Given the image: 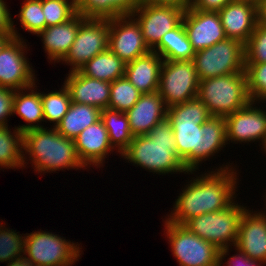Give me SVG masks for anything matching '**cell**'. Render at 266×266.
<instances>
[{
  "label": "cell",
  "mask_w": 266,
  "mask_h": 266,
  "mask_svg": "<svg viewBox=\"0 0 266 266\" xmlns=\"http://www.w3.org/2000/svg\"><path fill=\"white\" fill-rule=\"evenodd\" d=\"M176 142V151L187 171L199 170L202 162L226 147V121L211 116L198 98L167 108Z\"/></svg>",
  "instance_id": "6da1fadb"
},
{
  "label": "cell",
  "mask_w": 266,
  "mask_h": 266,
  "mask_svg": "<svg viewBox=\"0 0 266 266\" xmlns=\"http://www.w3.org/2000/svg\"><path fill=\"white\" fill-rule=\"evenodd\" d=\"M236 170L227 162L213 171L191 177L175 199L173 210L166 219L184 225L194 217L229 207L237 198L239 176Z\"/></svg>",
  "instance_id": "7a4b0ae2"
},
{
  "label": "cell",
  "mask_w": 266,
  "mask_h": 266,
  "mask_svg": "<svg viewBox=\"0 0 266 266\" xmlns=\"http://www.w3.org/2000/svg\"><path fill=\"white\" fill-rule=\"evenodd\" d=\"M127 163L136 165L153 174H194L187 171L176 151V142L171 121L166 117L148 134L134 136L129 146L120 155Z\"/></svg>",
  "instance_id": "3957f363"
},
{
  "label": "cell",
  "mask_w": 266,
  "mask_h": 266,
  "mask_svg": "<svg viewBox=\"0 0 266 266\" xmlns=\"http://www.w3.org/2000/svg\"><path fill=\"white\" fill-rule=\"evenodd\" d=\"M47 128L49 127L23 133L24 167L28 163L26 161H30L33 171L40 175L64 169L86 170L78 157L74 140L61 135L55 127Z\"/></svg>",
  "instance_id": "277c9868"
},
{
  "label": "cell",
  "mask_w": 266,
  "mask_h": 266,
  "mask_svg": "<svg viewBox=\"0 0 266 266\" xmlns=\"http://www.w3.org/2000/svg\"><path fill=\"white\" fill-rule=\"evenodd\" d=\"M197 97L215 117L232 114L252 101L245 72L200 80Z\"/></svg>",
  "instance_id": "5b68a950"
},
{
  "label": "cell",
  "mask_w": 266,
  "mask_h": 266,
  "mask_svg": "<svg viewBox=\"0 0 266 266\" xmlns=\"http://www.w3.org/2000/svg\"><path fill=\"white\" fill-rule=\"evenodd\" d=\"M247 206L234 201L229 207L188 220L184 226L196 236L210 242L218 250L234 247L239 225Z\"/></svg>",
  "instance_id": "8992f818"
},
{
  "label": "cell",
  "mask_w": 266,
  "mask_h": 266,
  "mask_svg": "<svg viewBox=\"0 0 266 266\" xmlns=\"http://www.w3.org/2000/svg\"><path fill=\"white\" fill-rule=\"evenodd\" d=\"M81 247L78 242L40 229L26 233L24 257L33 266H72L81 259Z\"/></svg>",
  "instance_id": "52a82bcc"
},
{
  "label": "cell",
  "mask_w": 266,
  "mask_h": 266,
  "mask_svg": "<svg viewBox=\"0 0 266 266\" xmlns=\"http://www.w3.org/2000/svg\"><path fill=\"white\" fill-rule=\"evenodd\" d=\"M192 61L200 80L245 72L244 44L226 38L195 52Z\"/></svg>",
  "instance_id": "ba28073f"
},
{
  "label": "cell",
  "mask_w": 266,
  "mask_h": 266,
  "mask_svg": "<svg viewBox=\"0 0 266 266\" xmlns=\"http://www.w3.org/2000/svg\"><path fill=\"white\" fill-rule=\"evenodd\" d=\"M163 221L166 240L179 266H218L219 250L214 245L191 233L184 225L174 224L166 217Z\"/></svg>",
  "instance_id": "9c48e42d"
},
{
  "label": "cell",
  "mask_w": 266,
  "mask_h": 266,
  "mask_svg": "<svg viewBox=\"0 0 266 266\" xmlns=\"http://www.w3.org/2000/svg\"><path fill=\"white\" fill-rule=\"evenodd\" d=\"M199 83L192 60H163L158 93L167 108L196 98Z\"/></svg>",
  "instance_id": "30bf717a"
},
{
  "label": "cell",
  "mask_w": 266,
  "mask_h": 266,
  "mask_svg": "<svg viewBox=\"0 0 266 266\" xmlns=\"http://www.w3.org/2000/svg\"><path fill=\"white\" fill-rule=\"evenodd\" d=\"M108 42L109 19L85 18L80 23L68 54L61 62L70 66L69 72L78 71L94 56L106 51Z\"/></svg>",
  "instance_id": "8fae6325"
},
{
  "label": "cell",
  "mask_w": 266,
  "mask_h": 266,
  "mask_svg": "<svg viewBox=\"0 0 266 266\" xmlns=\"http://www.w3.org/2000/svg\"><path fill=\"white\" fill-rule=\"evenodd\" d=\"M27 45L23 38L12 37L1 48L0 87L17 91L37 82L35 69L26 56L30 50Z\"/></svg>",
  "instance_id": "7c38bea8"
},
{
  "label": "cell",
  "mask_w": 266,
  "mask_h": 266,
  "mask_svg": "<svg viewBox=\"0 0 266 266\" xmlns=\"http://www.w3.org/2000/svg\"><path fill=\"white\" fill-rule=\"evenodd\" d=\"M184 11L176 6L141 3L131 15L140 24L144 41L152 51L164 34L182 22Z\"/></svg>",
  "instance_id": "4fadbf2b"
},
{
  "label": "cell",
  "mask_w": 266,
  "mask_h": 266,
  "mask_svg": "<svg viewBox=\"0 0 266 266\" xmlns=\"http://www.w3.org/2000/svg\"><path fill=\"white\" fill-rule=\"evenodd\" d=\"M108 49L125 63L151 51L144 41L140 24L132 15L109 19Z\"/></svg>",
  "instance_id": "5bb4252c"
},
{
  "label": "cell",
  "mask_w": 266,
  "mask_h": 266,
  "mask_svg": "<svg viewBox=\"0 0 266 266\" xmlns=\"http://www.w3.org/2000/svg\"><path fill=\"white\" fill-rule=\"evenodd\" d=\"M257 104V106H256ZM256 102L225 116L227 144L259 141L262 145L266 137V110ZM261 107V108H260ZM229 142V143H228Z\"/></svg>",
  "instance_id": "9a60e30c"
},
{
  "label": "cell",
  "mask_w": 266,
  "mask_h": 266,
  "mask_svg": "<svg viewBox=\"0 0 266 266\" xmlns=\"http://www.w3.org/2000/svg\"><path fill=\"white\" fill-rule=\"evenodd\" d=\"M182 22L195 52L227 38L218 12L202 11L189 7L184 11Z\"/></svg>",
  "instance_id": "2e32d148"
},
{
  "label": "cell",
  "mask_w": 266,
  "mask_h": 266,
  "mask_svg": "<svg viewBox=\"0 0 266 266\" xmlns=\"http://www.w3.org/2000/svg\"><path fill=\"white\" fill-rule=\"evenodd\" d=\"M74 144L80 161L87 168L103 167L105 159L115 150L110 144L108 131L101 118L81 131L74 138Z\"/></svg>",
  "instance_id": "e0dca14e"
},
{
  "label": "cell",
  "mask_w": 266,
  "mask_h": 266,
  "mask_svg": "<svg viewBox=\"0 0 266 266\" xmlns=\"http://www.w3.org/2000/svg\"><path fill=\"white\" fill-rule=\"evenodd\" d=\"M249 209L241 218L235 247L251 259L266 263V216Z\"/></svg>",
  "instance_id": "ac0fdd59"
},
{
  "label": "cell",
  "mask_w": 266,
  "mask_h": 266,
  "mask_svg": "<svg viewBox=\"0 0 266 266\" xmlns=\"http://www.w3.org/2000/svg\"><path fill=\"white\" fill-rule=\"evenodd\" d=\"M63 84L70 92L71 102L92 105L100 110L108 108L109 82L87 77L78 70L66 74Z\"/></svg>",
  "instance_id": "d6986e66"
},
{
  "label": "cell",
  "mask_w": 266,
  "mask_h": 266,
  "mask_svg": "<svg viewBox=\"0 0 266 266\" xmlns=\"http://www.w3.org/2000/svg\"><path fill=\"white\" fill-rule=\"evenodd\" d=\"M218 14L226 37L244 45L258 24L257 7L250 4L229 2Z\"/></svg>",
  "instance_id": "ffe728a7"
},
{
  "label": "cell",
  "mask_w": 266,
  "mask_h": 266,
  "mask_svg": "<svg viewBox=\"0 0 266 266\" xmlns=\"http://www.w3.org/2000/svg\"><path fill=\"white\" fill-rule=\"evenodd\" d=\"M133 136L145 135L167 117V107L158 91L141 94L131 109L126 112Z\"/></svg>",
  "instance_id": "44dd1931"
},
{
  "label": "cell",
  "mask_w": 266,
  "mask_h": 266,
  "mask_svg": "<svg viewBox=\"0 0 266 266\" xmlns=\"http://www.w3.org/2000/svg\"><path fill=\"white\" fill-rule=\"evenodd\" d=\"M84 19L85 17L77 13L69 21L46 27L37 34L42 40L43 49L50 63H59L66 57Z\"/></svg>",
  "instance_id": "7402d4cb"
},
{
  "label": "cell",
  "mask_w": 266,
  "mask_h": 266,
  "mask_svg": "<svg viewBox=\"0 0 266 266\" xmlns=\"http://www.w3.org/2000/svg\"><path fill=\"white\" fill-rule=\"evenodd\" d=\"M162 57L154 51L126 63L125 76L142 94L158 91Z\"/></svg>",
  "instance_id": "603a6c76"
},
{
  "label": "cell",
  "mask_w": 266,
  "mask_h": 266,
  "mask_svg": "<svg viewBox=\"0 0 266 266\" xmlns=\"http://www.w3.org/2000/svg\"><path fill=\"white\" fill-rule=\"evenodd\" d=\"M37 89L35 83L30 87L19 89L14 92L13 114L18 115L27 123L16 127L22 133L45 127L43 124L41 125V123L45 121L41 92H38Z\"/></svg>",
  "instance_id": "cb8c5ba5"
},
{
  "label": "cell",
  "mask_w": 266,
  "mask_h": 266,
  "mask_svg": "<svg viewBox=\"0 0 266 266\" xmlns=\"http://www.w3.org/2000/svg\"><path fill=\"white\" fill-rule=\"evenodd\" d=\"M76 11L85 18L112 19L131 15L141 0H75Z\"/></svg>",
  "instance_id": "d4e9b609"
},
{
  "label": "cell",
  "mask_w": 266,
  "mask_h": 266,
  "mask_svg": "<svg viewBox=\"0 0 266 266\" xmlns=\"http://www.w3.org/2000/svg\"><path fill=\"white\" fill-rule=\"evenodd\" d=\"M101 118V110L87 104L72 102L68 112L56 125L57 131L66 138H76L81 131Z\"/></svg>",
  "instance_id": "484cf974"
},
{
  "label": "cell",
  "mask_w": 266,
  "mask_h": 266,
  "mask_svg": "<svg viewBox=\"0 0 266 266\" xmlns=\"http://www.w3.org/2000/svg\"><path fill=\"white\" fill-rule=\"evenodd\" d=\"M125 70L126 63L109 49L97 54L79 69L87 77L109 83L125 76Z\"/></svg>",
  "instance_id": "4316f807"
},
{
  "label": "cell",
  "mask_w": 266,
  "mask_h": 266,
  "mask_svg": "<svg viewBox=\"0 0 266 266\" xmlns=\"http://www.w3.org/2000/svg\"><path fill=\"white\" fill-rule=\"evenodd\" d=\"M152 51L159 54L163 60H192L195 54L183 27V22L164 34Z\"/></svg>",
  "instance_id": "83f0119b"
},
{
  "label": "cell",
  "mask_w": 266,
  "mask_h": 266,
  "mask_svg": "<svg viewBox=\"0 0 266 266\" xmlns=\"http://www.w3.org/2000/svg\"><path fill=\"white\" fill-rule=\"evenodd\" d=\"M9 125L0 126V170L23 169V133Z\"/></svg>",
  "instance_id": "f1b7e54d"
},
{
  "label": "cell",
  "mask_w": 266,
  "mask_h": 266,
  "mask_svg": "<svg viewBox=\"0 0 266 266\" xmlns=\"http://www.w3.org/2000/svg\"><path fill=\"white\" fill-rule=\"evenodd\" d=\"M101 120L108 131L110 144L120 155L134 138L126 113L108 108L103 109L101 110Z\"/></svg>",
  "instance_id": "f546056e"
},
{
  "label": "cell",
  "mask_w": 266,
  "mask_h": 266,
  "mask_svg": "<svg viewBox=\"0 0 266 266\" xmlns=\"http://www.w3.org/2000/svg\"><path fill=\"white\" fill-rule=\"evenodd\" d=\"M41 101L43 105L44 121L53 123V127H56L61 121L72 103L70 92L63 84L58 91L53 90L48 93L41 92Z\"/></svg>",
  "instance_id": "4dcf8cb0"
},
{
  "label": "cell",
  "mask_w": 266,
  "mask_h": 266,
  "mask_svg": "<svg viewBox=\"0 0 266 266\" xmlns=\"http://www.w3.org/2000/svg\"><path fill=\"white\" fill-rule=\"evenodd\" d=\"M141 92L123 76L110 83L108 109L126 113L141 96Z\"/></svg>",
  "instance_id": "1f68e13d"
},
{
  "label": "cell",
  "mask_w": 266,
  "mask_h": 266,
  "mask_svg": "<svg viewBox=\"0 0 266 266\" xmlns=\"http://www.w3.org/2000/svg\"><path fill=\"white\" fill-rule=\"evenodd\" d=\"M0 222V263H9L12 260L23 257L25 247V234L5 227Z\"/></svg>",
  "instance_id": "d6a6232c"
},
{
  "label": "cell",
  "mask_w": 266,
  "mask_h": 266,
  "mask_svg": "<svg viewBox=\"0 0 266 266\" xmlns=\"http://www.w3.org/2000/svg\"><path fill=\"white\" fill-rule=\"evenodd\" d=\"M23 30L37 35L46 28V20L42 10V0H25L17 14Z\"/></svg>",
  "instance_id": "836d02e7"
},
{
  "label": "cell",
  "mask_w": 266,
  "mask_h": 266,
  "mask_svg": "<svg viewBox=\"0 0 266 266\" xmlns=\"http://www.w3.org/2000/svg\"><path fill=\"white\" fill-rule=\"evenodd\" d=\"M46 27L65 23L76 14L75 0H42Z\"/></svg>",
  "instance_id": "e575fe53"
},
{
  "label": "cell",
  "mask_w": 266,
  "mask_h": 266,
  "mask_svg": "<svg viewBox=\"0 0 266 266\" xmlns=\"http://www.w3.org/2000/svg\"><path fill=\"white\" fill-rule=\"evenodd\" d=\"M248 92L253 102H266V62L245 63Z\"/></svg>",
  "instance_id": "d590c367"
},
{
  "label": "cell",
  "mask_w": 266,
  "mask_h": 266,
  "mask_svg": "<svg viewBox=\"0 0 266 266\" xmlns=\"http://www.w3.org/2000/svg\"><path fill=\"white\" fill-rule=\"evenodd\" d=\"M245 63L266 62V27L256 25L254 32L244 45Z\"/></svg>",
  "instance_id": "8d00e7d4"
},
{
  "label": "cell",
  "mask_w": 266,
  "mask_h": 266,
  "mask_svg": "<svg viewBox=\"0 0 266 266\" xmlns=\"http://www.w3.org/2000/svg\"><path fill=\"white\" fill-rule=\"evenodd\" d=\"M234 248H235V251L237 252L236 254H233L232 256H230L228 260L226 259V257L230 255L229 251H231V248L226 247V248L219 250L218 266H223V264H225L224 266H263L266 264L265 262H262L260 260L251 259L243 251L239 250L235 246ZM223 260L224 262L225 261L227 262L224 263Z\"/></svg>",
  "instance_id": "74e56055"
},
{
  "label": "cell",
  "mask_w": 266,
  "mask_h": 266,
  "mask_svg": "<svg viewBox=\"0 0 266 266\" xmlns=\"http://www.w3.org/2000/svg\"><path fill=\"white\" fill-rule=\"evenodd\" d=\"M7 2L4 0H0V36H13L16 38L20 37V34L17 31V28L14 25V18L12 19V15L10 14V9Z\"/></svg>",
  "instance_id": "f35d334b"
},
{
  "label": "cell",
  "mask_w": 266,
  "mask_h": 266,
  "mask_svg": "<svg viewBox=\"0 0 266 266\" xmlns=\"http://www.w3.org/2000/svg\"><path fill=\"white\" fill-rule=\"evenodd\" d=\"M14 90L0 87V126L8 125V118L13 116Z\"/></svg>",
  "instance_id": "ab89813d"
},
{
  "label": "cell",
  "mask_w": 266,
  "mask_h": 266,
  "mask_svg": "<svg viewBox=\"0 0 266 266\" xmlns=\"http://www.w3.org/2000/svg\"><path fill=\"white\" fill-rule=\"evenodd\" d=\"M231 0H192L191 8L202 11H220Z\"/></svg>",
  "instance_id": "60d3db41"
},
{
  "label": "cell",
  "mask_w": 266,
  "mask_h": 266,
  "mask_svg": "<svg viewBox=\"0 0 266 266\" xmlns=\"http://www.w3.org/2000/svg\"><path fill=\"white\" fill-rule=\"evenodd\" d=\"M192 0H141V3L163 6H176L187 10L191 6Z\"/></svg>",
  "instance_id": "b9f144b4"
},
{
  "label": "cell",
  "mask_w": 266,
  "mask_h": 266,
  "mask_svg": "<svg viewBox=\"0 0 266 266\" xmlns=\"http://www.w3.org/2000/svg\"><path fill=\"white\" fill-rule=\"evenodd\" d=\"M258 24L266 27V0H261L257 7Z\"/></svg>",
  "instance_id": "7bdbcfd3"
},
{
  "label": "cell",
  "mask_w": 266,
  "mask_h": 266,
  "mask_svg": "<svg viewBox=\"0 0 266 266\" xmlns=\"http://www.w3.org/2000/svg\"><path fill=\"white\" fill-rule=\"evenodd\" d=\"M7 266H33L24 256L7 263Z\"/></svg>",
  "instance_id": "ee69618b"
},
{
  "label": "cell",
  "mask_w": 266,
  "mask_h": 266,
  "mask_svg": "<svg viewBox=\"0 0 266 266\" xmlns=\"http://www.w3.org/2000/svg\"><path fill=\"white\" fill-rule=\"evenodd\" d=\"M261 0H231V2L246 3L258 7Z\"/></svg>",
  "instance_id": "f6af8a7d"
},
{
  "label": "cell",
  "mask_w": 266,
  "mask_h": 266,
  "mask_svg": "<svg viewBox=\"0 0 266 266\" xmlns=\"http://www.w3.org/2000/svg\"><path fill=\"white\" fill-rule=\"evenodd\" d=\"M13 36H0V50L3 47V45Z\"/></svg>",
  "instance_id": "bcb514c9"
},
{
  "label": "cell",
  "mask_w": 266,
  "mask_h": 266,
  "mask_svg": "<svg viewBox=\"0 0 266 266\" xmlns=\"http://www.w3.org/2000/svg\"><path fill=\"white\" fill-rule=\"evenodd\" d=\"M261 150H264L263 152H265V155H266V137H265V139H264V141L262 143Z\"/></svg>",
  "instance_id": "7dc6e473"
},
{
  "label": "cell",
  "mask_w": 266,
  "mask_h": 266,
  "mask_svg": "<svg viewBox=\"0 0 266 266\" xmlns=\"http://www.w3.org/2000/svg\"><path fill=\"white\" fill-rule=\"evenodd\" d=\"M265 200H266V195H265ZM266 202V201H265ZM265 206H266V203H265ZM262 215H264V216H266V210H264V211H260V210H258Z\"/></svg>",
  "instance_id": "c3c4849f"
}]
</instances>
